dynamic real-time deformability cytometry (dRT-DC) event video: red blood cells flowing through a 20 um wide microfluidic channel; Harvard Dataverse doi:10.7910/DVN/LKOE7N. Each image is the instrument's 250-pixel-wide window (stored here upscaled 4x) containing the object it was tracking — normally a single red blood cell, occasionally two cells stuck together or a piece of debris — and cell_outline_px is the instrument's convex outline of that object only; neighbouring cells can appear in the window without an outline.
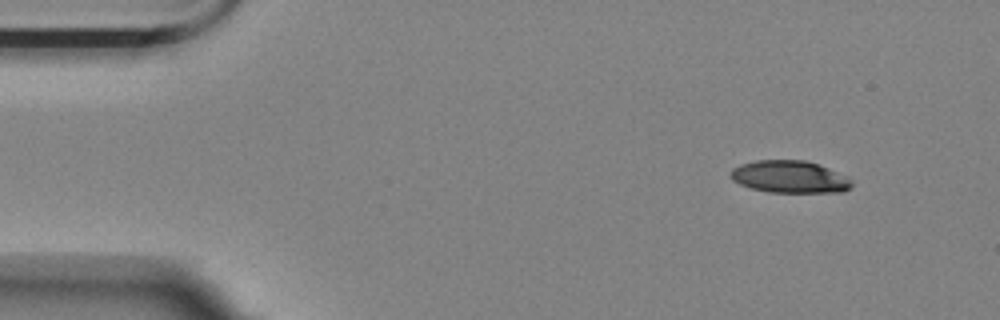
{"species": "Egyptian fruit bat (a non-hibernating species)", "species_latin": "Rousettus aegyptiacus", "temperature_condition": "room temperature", "stored_images_in_passage": 5, "segment_of_instrument_passage": [1, 2], "camera_frame_rate_fps": 3000, "um_per_image_px": 0.085, "animal": {"sex": "female"}, "frame": {"image": 1, "passage_image": 1, "time_ms": 0.0, "image_size_px": [1000, 320], "cell_outline_px": [[852, 184], [844, 192], [768, 192], [752, 188], [740, 184], [732, 180], [728, 176], [732, 168], [740, 164], [756, 160], [804, 160], [816, 164], [848, 176], [852, 180]], "centroid_in_image_um": [67.09, 15.03], "position_along_channel_um": 17.9, "area_um2": 22.77}}
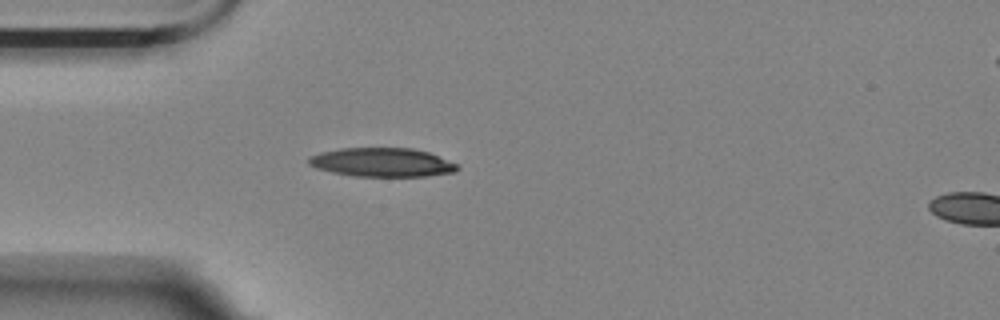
{"frame": {"image": 2, "passage_image": 4, "time_ms": 3.333, "image_size_px": [1000, 320], "cell_outline_px": [[460, 168], [452, 172], [424, 176], [352, 176], [332, 172], [316, 168], [308, 164], [308, 156], [320, 152], [340, 148], [412, 148], [428, 152], [456, 164]], "centroid_in_image_um": [32.4, 13.79], "position_along_channel_um": 52.6, "area_um2": 24.85}}